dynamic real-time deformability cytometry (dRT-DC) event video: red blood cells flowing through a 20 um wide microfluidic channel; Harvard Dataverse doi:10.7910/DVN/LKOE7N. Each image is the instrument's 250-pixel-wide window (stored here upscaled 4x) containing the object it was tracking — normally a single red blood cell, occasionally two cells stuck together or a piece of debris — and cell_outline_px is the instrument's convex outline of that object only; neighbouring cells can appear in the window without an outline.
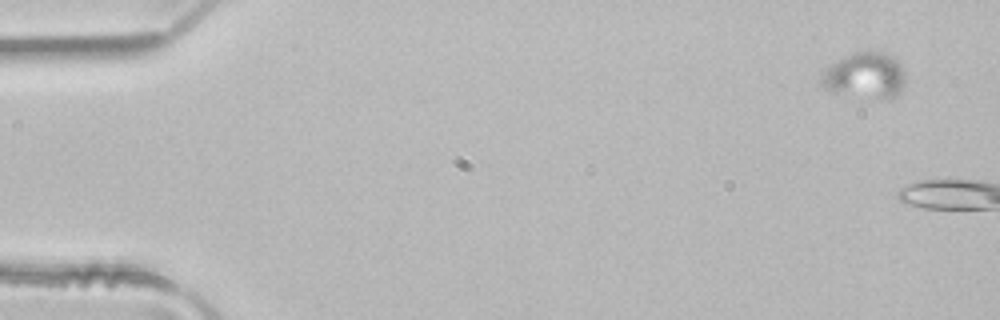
{"species": "common noctule bat (a hibernating species)", "species_latin": "Nyctalus noctula", "temperature_condition": "room temperature", "stored_images_in_passage": 5, "camera_frame_rate_fps": 3000, "um_per_image_px": 0.085, "animal": {"sex": "male", "body_mass_g": 21.5, "forearm_length_mm": 52.0}, "frame": {"image": 1, "passage_image": 1, "time_ms": 0.0, "image_size_px": [1000, 320], "cell_outline_px": [[904, 88], [896, 96], [888, 100], [884, 100], [828, 92], [820, 84], [820, 72], [828, 64], [856, 52], [868, 48], [876, 48], [892, 56], [900, 64], [904, 72]], "centroid_in_image_um": [73.49, 6.41], "position_along_channel_um": 11.5, "area_um2": 23.58}}